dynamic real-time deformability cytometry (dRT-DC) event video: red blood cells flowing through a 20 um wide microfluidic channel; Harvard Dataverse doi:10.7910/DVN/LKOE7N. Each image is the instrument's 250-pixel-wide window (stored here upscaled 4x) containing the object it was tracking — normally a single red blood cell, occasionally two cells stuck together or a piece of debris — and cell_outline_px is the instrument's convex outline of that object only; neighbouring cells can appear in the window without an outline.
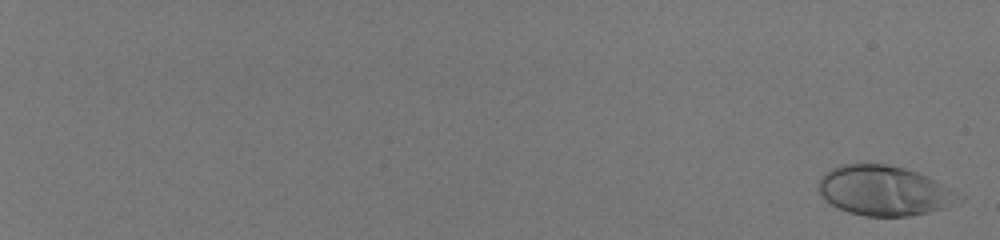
{"species": "human", "species_latin": "Homo sapiens", "temperature_condition": "room temperature", "stored_images_in_passage": 28, "camera_frame_rate_fps": 3000, "um_per_image_px": 0.085, "donor": {"sex": "male"}, "frame": {"image": 1, "passage_image": 3, "time_ms": 0.667, "image_size_px": [1000, 240], "cell_outline_px": [[964, 200], [944, 208], [928, 212], [908, 216], [864, 216], [848, 212], [832, 204], [820, 192], [820, 176], [832, 168], [840, 164], [884, 164], [904, 168], [916, 172], [964, 196]], "centroid_in_image_um": [75.16, 16.21], "position_along_channel_um": 9.8, "area_um2": 40.11}}
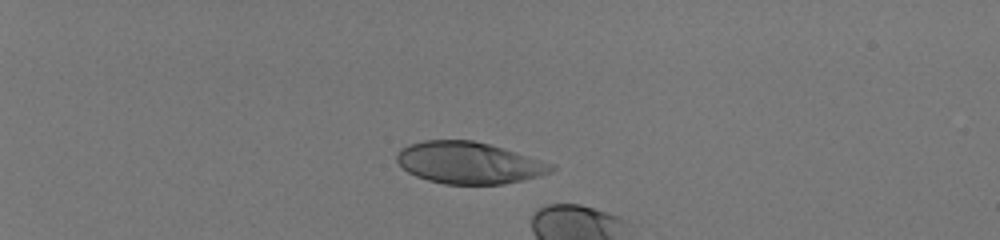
{"frame": {"image": 2, "passage_image": 21, "time_ms": 6.667, "image_size_px": [1000, 240], "cell_outline_px": [[556, 168], [548, 172], [536, 176], [504, 184], [444, 184], [428, 180], [416, 176], [408, 172], [396, 160], [396, 152], [400, 148], [408, 144], [424, 140], [472, 140], [488, 144], [556, 164]], "centroid_in_image_um": [39.81, 13.83], "position_along_channel_um": 45.2, "area_um2": 37.4}}